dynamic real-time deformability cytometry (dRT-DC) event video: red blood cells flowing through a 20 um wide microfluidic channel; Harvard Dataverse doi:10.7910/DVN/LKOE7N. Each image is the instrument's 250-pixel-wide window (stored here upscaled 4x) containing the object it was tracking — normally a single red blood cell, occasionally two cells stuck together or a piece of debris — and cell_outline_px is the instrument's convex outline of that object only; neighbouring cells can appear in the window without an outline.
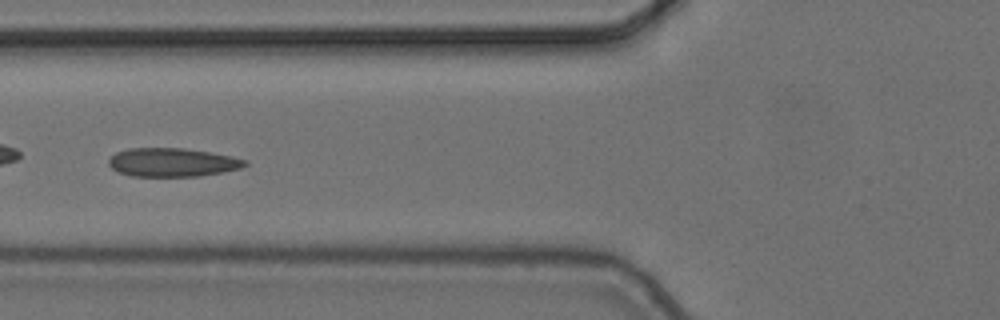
{"species": "common noctule bat (a hibernating species)", "species_latin": "Nyctalus noctula", "temperature_condition": "cold", "stored_images_in_passage": 10, "camera_frame_rate_fps": 3000, "um_per_image_px": 0.085, "animal": {"sex": "female", "body_mass_g": 24.6, "forearm_length_mm": 56.2}, "frame": {"image": 1, "passage_image": 5, "time_ms": 1.333, "image_size_px": [1000, 320], "cell_outline_px": [[248, 164], [240, 168], [224, 172], [200, 176], [132, 176], [120, 172], [112, 168], [108, 164], [108, 160], [116, 152], [132, 148], [184, 148], [232, 156], [248, 160]], "centroid_in_image_um": [14.68, 13.8], "position_along_channel_um": 111.1, "area_um2": 22.66}}
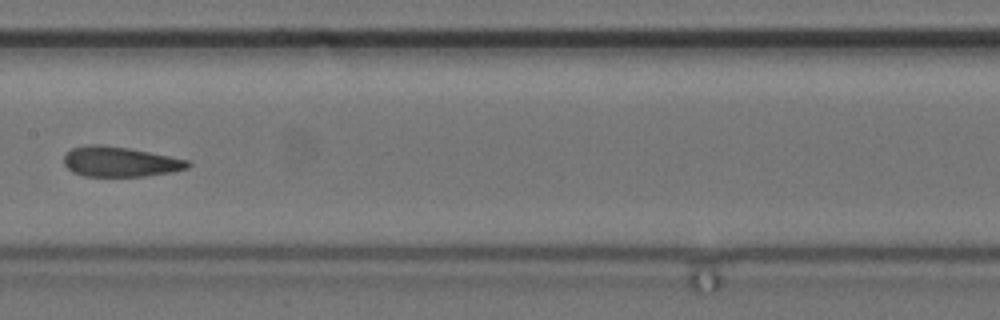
{"frame": {"image": 2, "passage_image": 7, "time_ms": 2.0, "image_size_px": [1000, 320], "cell_outline_px": [[192, 164], [188, 168], [172, 172], [144, 176], [84, 176], [72, 172], [64, 164], [64, 156], [72, 148], [88, 144], [100, 144], [128, 148], [188, 160]], "centroid_in_image_um": [10.19, 13.75], "position_along_channel_um": 197.2, "area_um2": 21.62}}
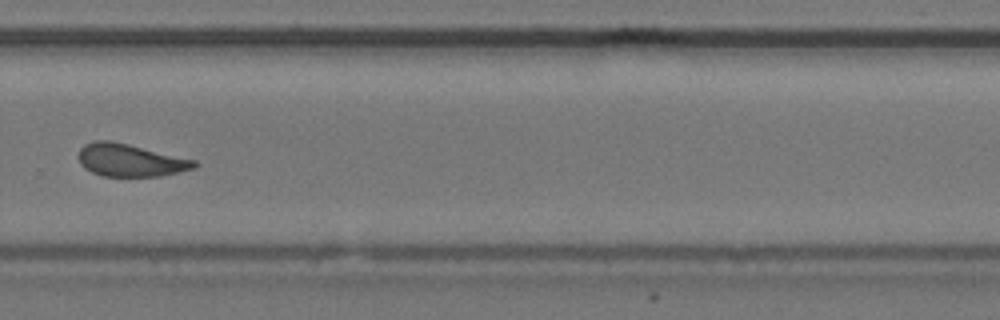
{"frame": {"image": 3, "passage_image": 10, "time_ms": 3.0, "image_size_px": [1000, 320], "cell_outline_px": [[200, 164], [196, 168], [160, 176], [104, 176], [92, 172], [84, 168], [80, 164], [80, 148], [84, 144], [92, 140], [112, 140], [196, 160]], "centroid_in_image_um": [11.09, 13.61], "position_along_channel_um": 318.7, "area_um2": 22.08}}